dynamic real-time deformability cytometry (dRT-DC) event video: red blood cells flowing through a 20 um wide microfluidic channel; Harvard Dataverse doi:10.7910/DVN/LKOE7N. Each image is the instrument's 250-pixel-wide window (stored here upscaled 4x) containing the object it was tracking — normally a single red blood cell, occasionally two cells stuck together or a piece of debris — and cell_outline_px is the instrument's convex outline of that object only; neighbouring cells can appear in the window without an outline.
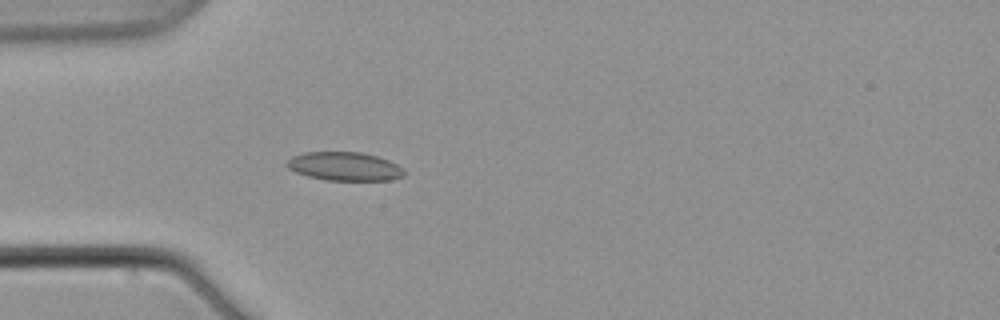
{"species": "common noctule bat (a hibernating species)", "species_latin": "Nyctalus noctula", "temperature_condition": "warm", "stored_images_in_passage": 4, "camera_frame_rate_fps": 3000, "um_per_image_px": 0.085, "animal": {"sex": "male", "body_mass_g": 21.5, "forearm_length_mm": 52.0}, "frame": {"image": 1, "passage_image": 4, "time_ms": 3.667, "image_size_px": [1000, 320], "cell_outline_px": [[404, 176], [392, 180], [324, 180], [308, 176], [296, 172], [288, 168], [284, 164], [292, 156], [304, 152], [360, 152], [376, 156], [388, 160], [404, 168]], "centroid_in_image_um": [29.28, 14.14], "position_along_channel_um": 55.7, "area_um2": 19.59}}